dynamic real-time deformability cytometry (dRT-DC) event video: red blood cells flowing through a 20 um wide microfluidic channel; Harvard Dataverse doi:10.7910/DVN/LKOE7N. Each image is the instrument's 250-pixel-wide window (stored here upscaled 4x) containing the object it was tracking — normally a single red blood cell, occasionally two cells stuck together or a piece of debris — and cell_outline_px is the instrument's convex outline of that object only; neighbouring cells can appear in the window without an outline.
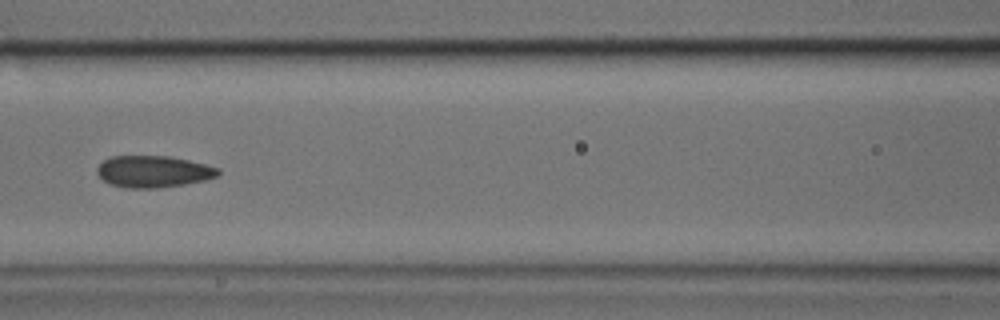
{"species": "common noctule bat (a hibernating species)", "species_latin": "Nyctalus noctula", "temperature_condition": "cold", "stored_images_in_passage": 37, "camera_frame_rate_fps": 3000, "um_per_image_px": 0.085, "animal": {"sex": "male", "body_mass_g": 17.9, "forearm_length_mm": 54.2}, "frame": {"image": 1, "passage_image": 11, "time_ms": 3.333, "image_size_px": [1000, 320], "cell_outline_px": [[220, 176], [204, 180], [184, 184], [156, 188], [124, 188], [112, 184], [104, 180], [96, 172], [96, 168], [104, 160], [112, 156], [168, 156], [188, 160], [220, 168]], "centroid_in_image_um": [13.05, 14.58], "position_along_channel_um": 153.6, "area_um2": 22.31}}
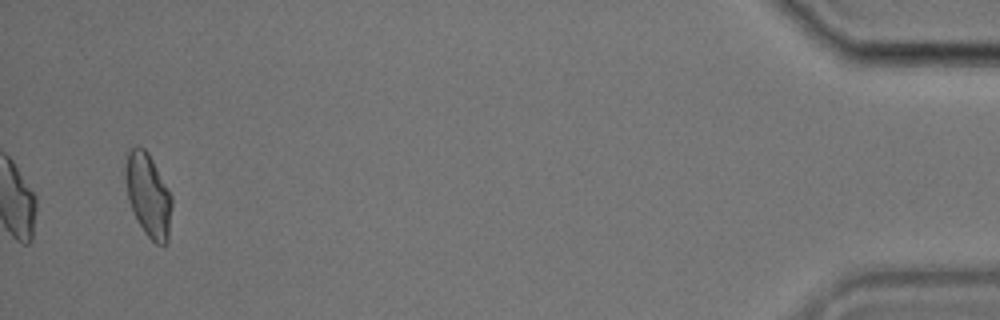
{"frame": {"image": 2, "passage_image": 37, "time_ms": 12.0, "image_size_px": [1000, 320], "cell_outline_px": [[172, 204], [168, 240], [164, 244], [156, 244], [144, 232], [128, 200], [124, 176], [128, 152], [136, 144], [144, 148], [148, 152], [172, 196]], "centroid_in_image_um": [12.6, 16.56], "position_along_channel_um": 422.6, "area_um2": 22.31}}